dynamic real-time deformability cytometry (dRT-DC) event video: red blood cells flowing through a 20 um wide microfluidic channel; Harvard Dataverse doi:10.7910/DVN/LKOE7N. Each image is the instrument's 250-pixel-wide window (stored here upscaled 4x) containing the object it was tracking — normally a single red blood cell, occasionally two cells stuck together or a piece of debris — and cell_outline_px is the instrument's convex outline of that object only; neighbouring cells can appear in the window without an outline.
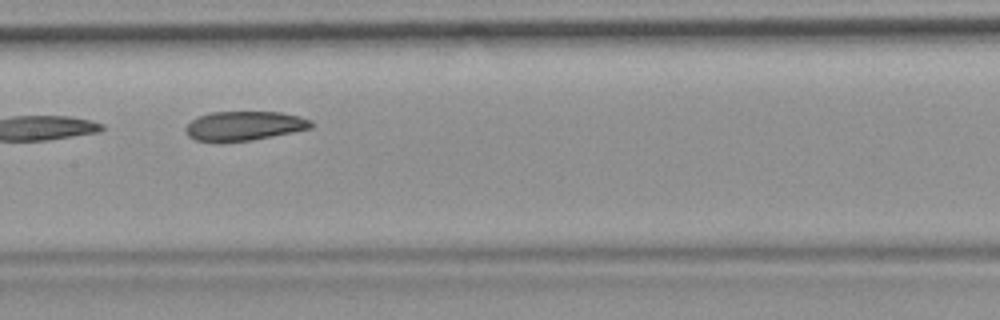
{"species": "common noctule bat (a hibernating species)", "species_latin": "Nyctalus noctula", "temperature_condition": "room temperature", "stored_images_in_passage": 6, "camera_frame_rate_fps": 3000, "um_per_image_px": 0.085, "animal": {"sex": "female", "body_mass_g": 19.9}, "frame": {"image": 1, "passage_image": 6, "time_ms": 5.667, "image_size_px": [1000, 320], "cell_outline_px": [[316, 124], [312, 128], [252, 140], [196, 140], [188, 136], [184, 128], [192, 120], [200, 116], [212, 112], [280, 112], [300, 116], [312, 120]], "centroid_in_image_um": [20.83, 10.67], "position_along_channel_um": 186.6, "area_um2": 21.04}}